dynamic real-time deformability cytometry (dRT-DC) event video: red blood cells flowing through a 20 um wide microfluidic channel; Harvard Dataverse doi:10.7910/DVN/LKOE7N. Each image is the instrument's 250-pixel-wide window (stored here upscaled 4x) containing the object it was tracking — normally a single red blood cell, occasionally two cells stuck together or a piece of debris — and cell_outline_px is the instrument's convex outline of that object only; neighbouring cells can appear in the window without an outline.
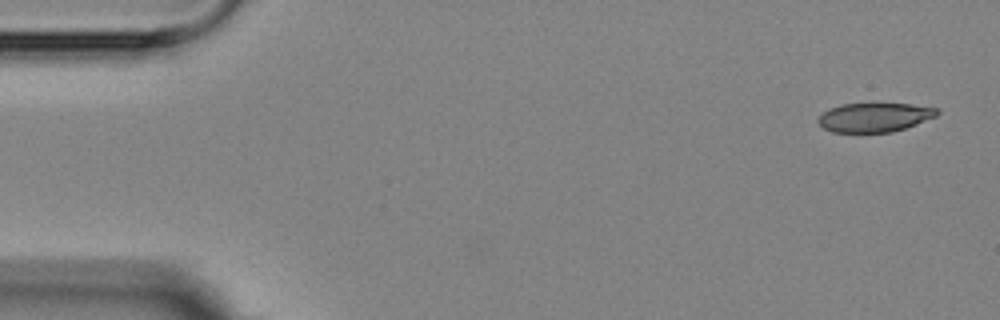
{"species": "Egyptian fruit bat (a non-hibernating species)", "species_latin": "Rousettus aegyptiacus", "temperature_condition": "room temperature", "stored_images_in_passage": 6, "camera_frame_rate_fps": 3000, "um_per_image_px": 0.085, "animal": {"sex": "female"}, "frame": {"image": 1, "passage_image": 1, "time_ms": 0.0, "image_size_px": [1000, 320], "cell_outline_px": [[940, 112], [936, 116], [916, 124], [892, 132], [832, 132], [824, 128], [816, 120], [828, 108], [840, 104], [912, 104], [936, 108]], "centroid_in_image_um": [74.31, 9.97], "position_along_channel_um": 10.7, "area_um2": 20.0}}
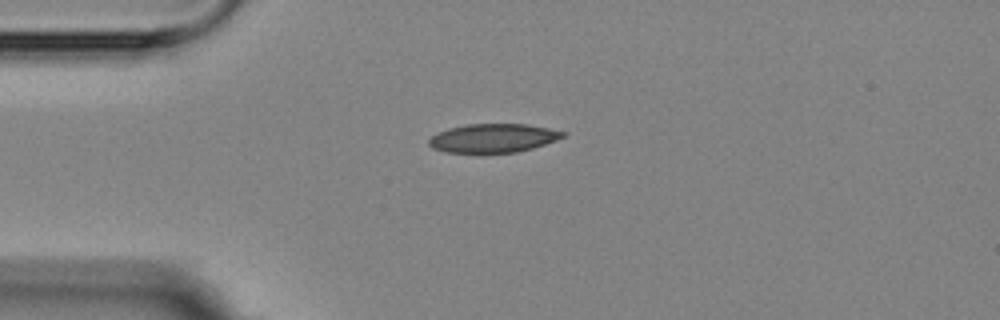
{"frame": {"image": 2, "passage_image": 4, "time_ms": 3.667, "image_size_px": [1000, 320], "cell_outline_px": [[568, 132], [564, 136], [556, 140], [532, 148], [516, 152], [480, 156], [444, 152], [432, 148], [428, 144], [428, 140], [432, 136], [448, 128], [468, 124], [524, 124], [548, 128]], "centroid_in_image_um": [41.86, 11.79], "position_along_channel_um": 43.1, "area_um2": 23.24}}
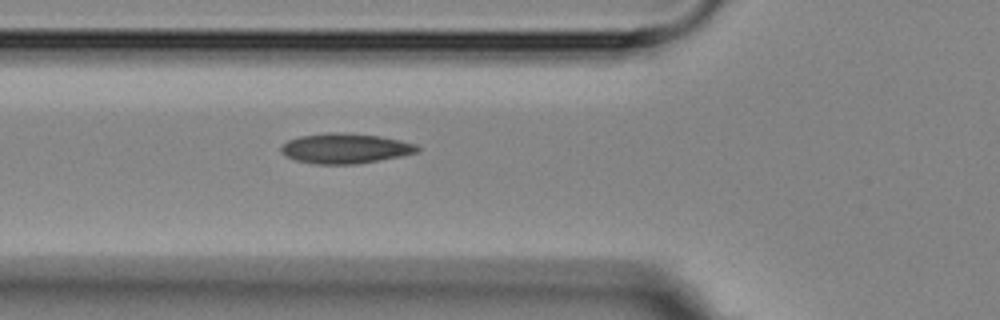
{"frame": {"image": 3, "passage_image": 6, "time_ms": 5.667, "image_size_px": [1000, 320], "cell_outline_px": [[420, 148], [416, 152], [400, 156], [356, 164], [316, 164], [296, 160], [280, 152], [280, 148], [288, 140], [300, 136], [328, 132], [344, 132], [380, 136], [400, 140], [416, 144]], "centroid_in_image_um": [29.33, 12.6], "position_along_channel_um": 96.5, "area_um2": 23.76}}